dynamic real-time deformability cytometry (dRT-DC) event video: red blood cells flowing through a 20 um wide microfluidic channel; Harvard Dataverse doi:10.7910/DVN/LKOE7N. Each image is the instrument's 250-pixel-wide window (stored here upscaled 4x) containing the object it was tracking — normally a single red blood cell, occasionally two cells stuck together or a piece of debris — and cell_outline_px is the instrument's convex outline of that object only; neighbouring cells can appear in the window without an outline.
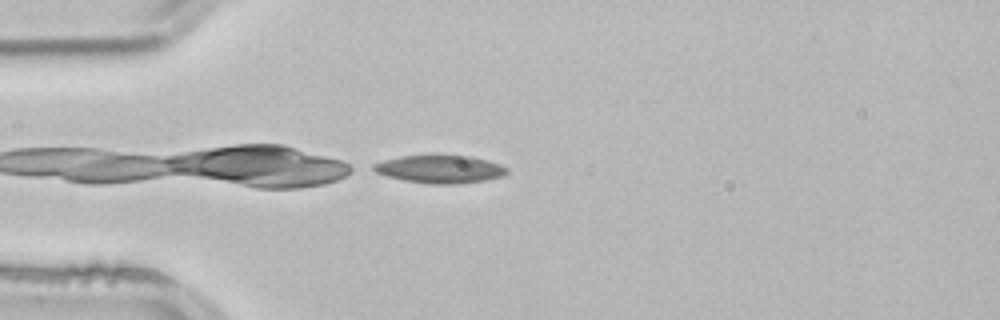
{"species": "common noctule bat (a hibernating species)", "species_latin": "Nyctalus noctula", "temperature_condition": "room temperature", "stored_images_in_passage": 3, "camera_frame_rate_fps": 3000, "um_per_image_px": 0.085, "animal": {"sex": "male", "body_mass_g": 21.5, "forearm_length_mm": 52.0}, "frame": {"image": 1, "passage_image": 3, "time_ms": 0.667, "image_size_px": [1000, 320], "cell_outline_px": [[508, 172], [504, 176], [484, 180], [456, 184], [432, 184], [404, 180], [388, 176], [376, 172], [368, 168], [372, 164], [384, 160], [400, 156], [432, 152], [436, 152], [472, 156], [488, 160], [500, 164], [508, 168]], "centroid_in_image_um": [37.38, 14.32], "position_along_channel_um": 47.6, "area_um2": 22.72}}